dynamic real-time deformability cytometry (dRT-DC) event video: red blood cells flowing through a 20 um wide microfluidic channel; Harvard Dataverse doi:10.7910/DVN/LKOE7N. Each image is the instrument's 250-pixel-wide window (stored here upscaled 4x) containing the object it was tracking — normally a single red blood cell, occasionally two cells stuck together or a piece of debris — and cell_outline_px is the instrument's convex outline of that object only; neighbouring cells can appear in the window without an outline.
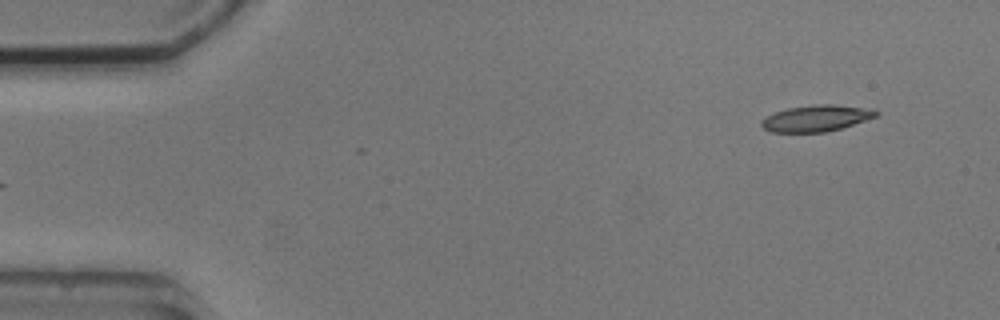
{"species": "common noctule bat (a hibernating species)", "species_latin": "Nyctalus noctula", "temperature_condition": "cold", "stored_images_in_passage": 3, "segment_of_instrument_passage": [2, 2], "camera_frame_rate_fps": 3000, "um_per_image_px": 0.085, "animal": {"sex": "male", "body_mass_g": 20.5, "forearm_length_mm": 52.5}, "frame": {"image": 1, "passage_image": 3, "time_ms": 2.333, "image_size_px": [1000, 320], "cell_outline_px": [[880, 112], [876, 116], [840, 128], [824, 132], [772, 132], [764, 128], [760, 124], [760, 120], [776, 112], [788, 108], [816, 104], [832, 104], [872, 108]], "centroid_in_image_um": [69.38, 10.04], "position_along_channel_um": 15.6, "area_um2": 17.4}}